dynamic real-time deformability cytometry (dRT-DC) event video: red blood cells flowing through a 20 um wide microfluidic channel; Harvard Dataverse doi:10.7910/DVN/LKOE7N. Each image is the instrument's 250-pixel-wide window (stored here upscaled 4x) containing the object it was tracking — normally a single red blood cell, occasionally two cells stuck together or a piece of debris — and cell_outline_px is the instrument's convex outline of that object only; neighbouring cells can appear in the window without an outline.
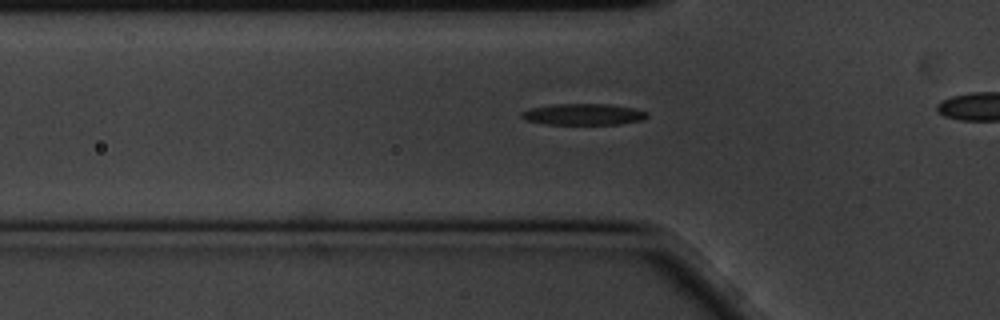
{"species": "common noctule bat (a hibernating species)", "species_latin": "Nyctalus noctula", "temperature_condition": "cold", "stored_images_in_passage": 34, "camera_frame_rate_fps": 3000, "um_per_image_px": 0.085, "animal": {"sex": "male", "body_mass_g": 20.1, "forearm_length_mm": 53.5}, "frame": {"image": 1, "passage_image": 6, "time_ms": 1.667, "image_size_px": [1000, 320], "cell_outline_px": [[648, 116], [644, 120], [620, 124], [544, 124], [528, 120], [520, 116], [520, 112], [532, 108], [556, 104], [612, 104], [632, 108], [648, 112]], "centroid_in_image_um": [49.63, 9.72], "position_along_channel_um": 76.2, "area_um2": 15.55}}
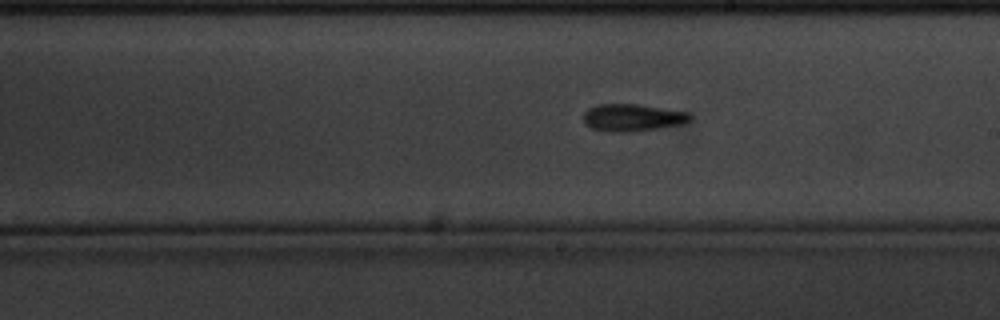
{"frame": {"image": 2, "passage_image": 20, "time_ms": 6.333, "image_size_px": [1000, 320], "cell_outline_px": [[692, 116], [688, 120], [676, 124], [660, 128], [620, 132], [612, 132], [592, 128], [584, 120], [584, 112], [588, 108], [596, 104], [636, 104], [688, 112]], "centroid_in_image_um": [53.71, 9.98], "position_along_channel_um": 235.3, "area_um2": 16.47}}
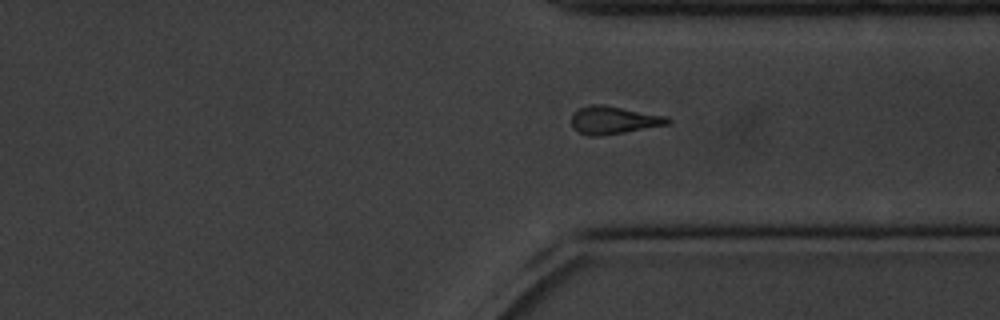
{"frame": {"image": 3, "passage_image": 31, "time_ms": 10.0, "image_size_px": [1000, 320], "cell_outline_px": [[672, 120], [668, 124], [624, 132], [600, 136], [588, 136], [572, 128], [572, 116], [580, 108], [592, 104], [600, 104], [668, 116]], "centroid_in_image_um": [52.17, 10.21], "position_along_channel_um": 359.2, "area_um2": 15.37}}